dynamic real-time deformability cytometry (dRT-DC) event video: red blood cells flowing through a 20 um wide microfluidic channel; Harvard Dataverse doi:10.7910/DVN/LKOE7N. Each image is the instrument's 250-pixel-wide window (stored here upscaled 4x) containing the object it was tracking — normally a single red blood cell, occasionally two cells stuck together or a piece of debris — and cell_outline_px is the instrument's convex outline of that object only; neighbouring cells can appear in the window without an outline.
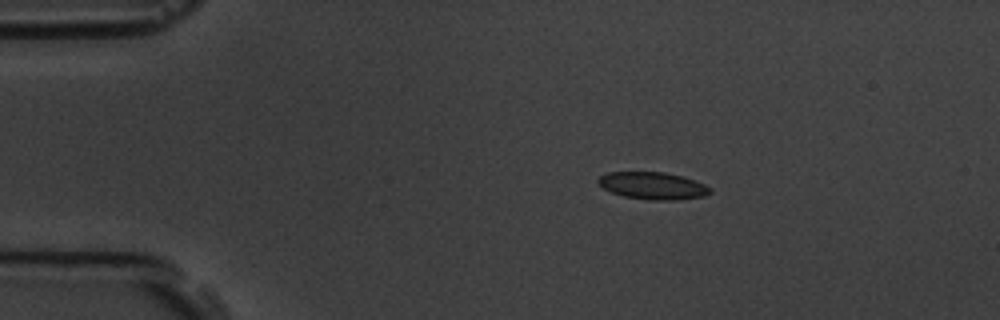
{"species": "common noctule bat (a hibernating species)", "species_latin": "Nyctalus noctula", "temperature_condition": "room temperature", "stored_images_in_passage": 5, "camera_frame_rate_fps": 3000, "um_per_image_px": 0.085, "animal": {"sex": "male", "body_mass_g": 19.5, "forearm_length_mm": 54.6}, "frame": {"image": 1, "passage_image": 3, "time_ms": 2.333, "image_size_px": [1000, 320], "cell_outline_px": [[712, 192], [704, 196], [680, 200], [648, 200], [624, 196], [612, 192], [604, 188], [596, 180], [600, 176], [608, 172], [664, 172], [684, 176], [704, 184], [712, 188]], "centroid_in_image_um": [55.53, 15.79], "position_along_channel_um": 29.5, "area_um2": 17.86}}
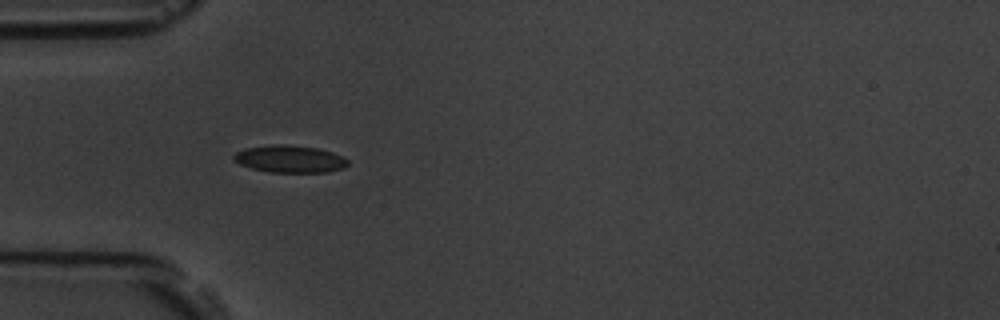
{"frame": {"image": 2, "passage_image": 4, "time_ms": 4.667, "image_size_px": [1000, 320], "cell_outline_px": [[348, 164], [344, 168], [328, 172], [268, 172], [252, 168], [240, 164], [232, 160], [232, 156], [236, 152], [244, 148], [272, 144], [288, 144], [320, 148], [344, 156], [348, 160]], "centroid_in_image_um": [24.64, 13.5], "position_along_channel_um": 60.4, "area_um2": 18.44}}
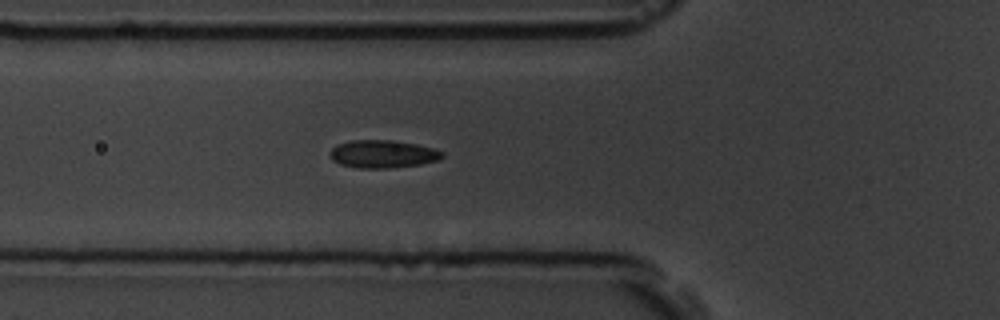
{"frame": {"image": 3, "passage_image": 5, "time_ms": 5.667, "image_size_px": [1000, 320], "cell_outline_px": [[444, 156], [440, 160], [420, 164], [388, 168], [356, 168], [340, 164], [332, 160], [328, 152], [336, 144], [352, 140], [392, 140], [416, 144], [436, 148], [444, 152]], "centroid_in_image_um": [32.54, 13.09], "position_along_channel_um": 93.3, "area_um2": 18.44}}